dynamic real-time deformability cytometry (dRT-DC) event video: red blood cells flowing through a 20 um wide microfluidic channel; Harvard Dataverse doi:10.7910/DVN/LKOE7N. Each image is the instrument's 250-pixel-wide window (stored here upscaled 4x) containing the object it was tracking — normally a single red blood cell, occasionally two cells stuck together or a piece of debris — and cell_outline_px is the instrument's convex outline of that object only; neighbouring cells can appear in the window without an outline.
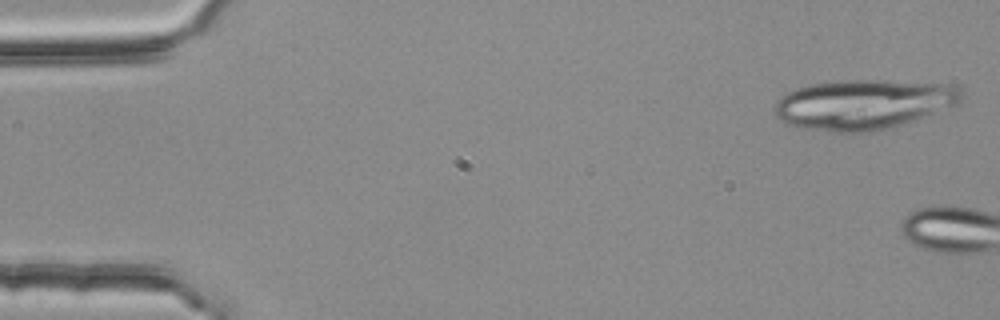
{"species": "common noctule bat (a hibernating species)", "species_latin": "Nyctalus noctula", "temperature_condition": "room temperature", "stored_images_in_passage": 5, "segment_of_instrument_passage": [1, 2], "camera_frame_rate_fps": 3000, "um_per_image_px": 0.085, "animal": {"sex": "female", "body_mass_g": 25.1}, "frame": {"image": 1, "passage_image": 1, "time_ms": 0.0, "image_size_px": [1000, 320], "cell_outline_px": [[960, 104], [884, 128], [868, 132], [832, 132], [800, 128], [788, 124], [780, 120], [772, 112], [772, 108], [776, 100], [788, 92], [796, 88], [812, 84], [832, 80], [888, 80], [956, 84], [960, 88]], "centroid_in_image_um": [73.32, 8.85], "position_along_channel_um": 11.7, "area_um2": 54.33}}